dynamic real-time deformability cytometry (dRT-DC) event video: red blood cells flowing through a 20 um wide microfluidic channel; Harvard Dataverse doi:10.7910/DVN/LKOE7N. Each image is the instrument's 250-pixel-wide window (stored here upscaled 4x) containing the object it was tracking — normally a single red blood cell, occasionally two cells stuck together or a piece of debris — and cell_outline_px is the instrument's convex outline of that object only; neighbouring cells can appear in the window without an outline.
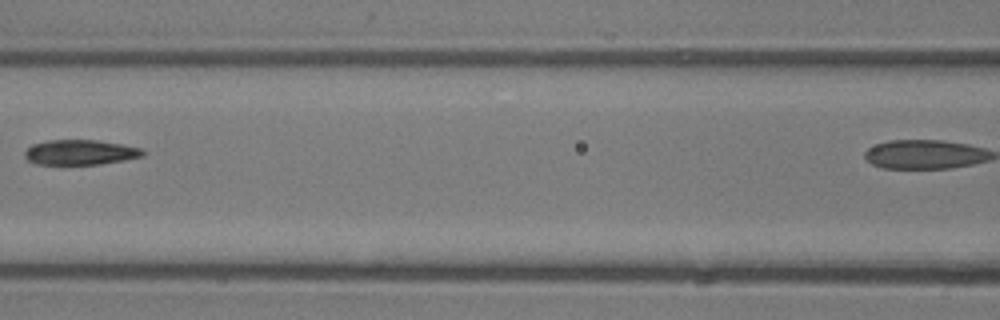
{"species": "common noctule bat (a hibernating species)", "species_latin": "Nyctalus noctula", "temperature_condition": "room temperature", "stored_images_in_passage": 6, "segment_of_instrument_passage": [1, 2], "camera_frame_rate_fps": 3000, "um_per_image_px": 0.085, "animal": {"sex": "male", "body_mass_g": 13.3}, "frame": {"image": 1, "passage_image": 5, "time_ms": 4.667, "image_size_px": [1000, 320], "cell_outline_px": [[144, 156], [124, 160], [100, 164], [36, 164], [28, 160], [24, 156], [24, 152], [32, 144], [48, 140], [96, 140], [120, 144], [140, 148], [144, 152]], "centroid_in_image_um": [6.79, 12.95], "position_along_channel_um": 159.8, "area_um2": 17.11}}